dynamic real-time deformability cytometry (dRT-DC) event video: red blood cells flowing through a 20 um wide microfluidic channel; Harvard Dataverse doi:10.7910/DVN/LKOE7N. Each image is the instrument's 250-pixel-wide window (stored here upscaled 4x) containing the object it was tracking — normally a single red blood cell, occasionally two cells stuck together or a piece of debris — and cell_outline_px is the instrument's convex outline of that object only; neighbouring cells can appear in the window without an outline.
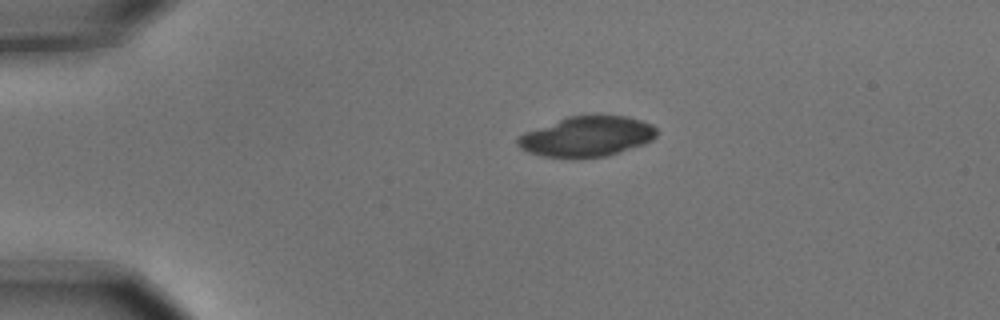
{"species": "common noctule bat (a hibernating species)", "species_latin": "Nyctalus noctula", "temperature_condition": "cold", "stored_images_in_passage": 3, "camera_frame_rate_fps": 3000, "um_per_image_px": 0.085, "animal": {"sex": "male", "body_mass_g": 15.6}, "frame": {"image": 1, "passage_image": 1, "time_ms": 0.0, "image_size_px": [1000, 320], "cell_outline_px": [[656, 136], [652, 140], [644, 144], [604, 156], [572, 160], [544, 156], [528, 152], [520, 148], [516, 144], [516, 140], [524, 132], [568, 116], [628, 116], [652, 124], [656, 128]], "centroid_in_image_um": [49.85, 11.63], "position_along_channel_um": 35.1, "area_um2": 32.71}}